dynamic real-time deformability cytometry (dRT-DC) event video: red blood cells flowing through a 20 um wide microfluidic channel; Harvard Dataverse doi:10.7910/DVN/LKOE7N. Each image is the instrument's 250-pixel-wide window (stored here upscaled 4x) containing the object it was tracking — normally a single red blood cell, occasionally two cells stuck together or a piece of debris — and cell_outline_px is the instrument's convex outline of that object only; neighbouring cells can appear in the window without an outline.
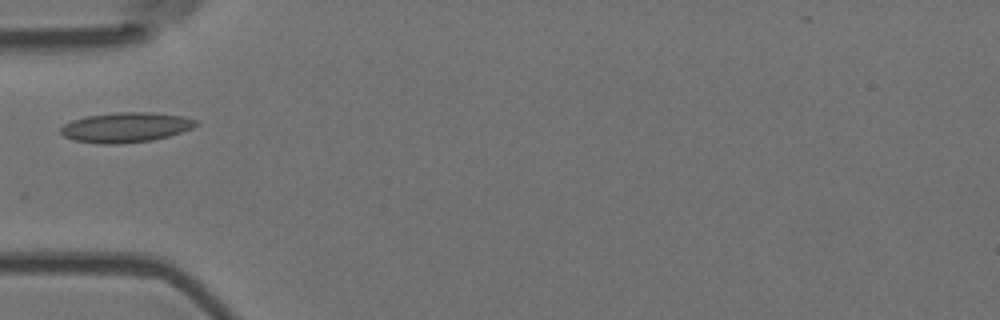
{"species": "Egyptian fruit bat (a non-hibernating species)", "species_latin": "Rousettus aegyptiacus", "temperature_condition": "room temperature", "stored_images_in_passage": 3, "camera_frame_rate_fps": 3000, "um_per_image_px": 0.085, "animal": {"sex": "female"}, "frame": {"image": 1, "passage_image": 1, "time_ms": 0.0, "image_size_px": [1000, 320], "cell_outline_px": [[200, 124], [192, 128], [168, 136], [152, 140], [116, 144], [100, 144], [72, 140], [64, 136], [60, 132], [60, 128], [64, 124], [72, 120], [88, 116], [116, 112], [152, 112], [184, 116], [196, 120]], "centroid_in_image_um": [10.69, 10.82], "position_along_channel_um": 74.3, "area_um2": 23.64}}
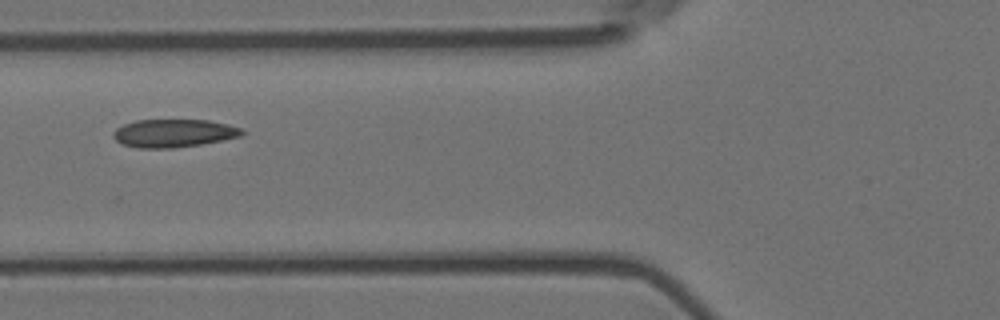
{"frame": {"image": 2, "passage_image": 2, "time_ms": 0.333, "image_size_px": [1000, 320], "cell_outline_px": [[244, 132], [240, 136], [200, 144], [172, 148], [136, 148], [120, 144], [112, 136], [112, 132], [116, 128], [124, 124], [136, 120], [208, 120], [228, 124], [240, 128]], "centroid_in_image_um": [14.69, 11.32], "position_along_channel_um": 111.1, "area_um2": 20.98}}
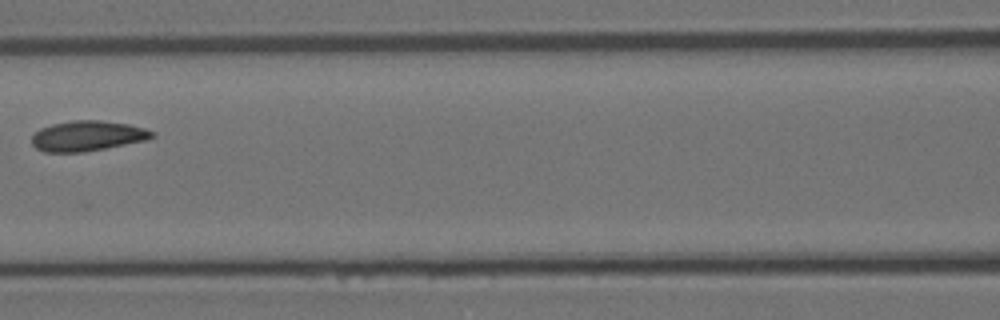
{"frame": {"image": 3, "passage_image": 3, "time_ms": 0.667, "image_size_px": [1000, 320], "cell_outline_px": [[156, 136], [148, 140], [84, 152], [44, 152], [36, 148], [32, 144], [32, 136], [40, 128], [52, 124], [72, 120], [100, 120], [128, 124], [144, 128], [156, 132]], "centroid_in_image_um": [7.46, 11.55], "position_along_channel_um": 159.1, "area_um2": 21.33}}